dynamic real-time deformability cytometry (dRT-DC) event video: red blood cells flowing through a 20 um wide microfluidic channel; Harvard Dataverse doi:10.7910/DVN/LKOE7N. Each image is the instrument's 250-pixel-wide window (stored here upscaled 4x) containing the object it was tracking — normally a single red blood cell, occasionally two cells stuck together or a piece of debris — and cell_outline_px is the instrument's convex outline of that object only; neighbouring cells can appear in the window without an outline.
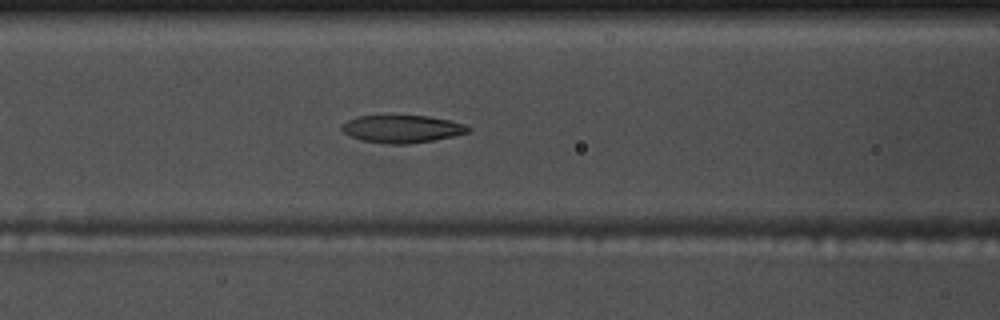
{"species": "common noctule bat (a hibernating species)", "species_latin": "Nyctalus noctula", "temperature_condition": "warm", "stored_images_in_passage": 54, "camera_frame_rate_fps": 3000, "um_per_image_px": 0.085, "animal": {"sex": "male", "body_mass_g": 17.5, "forearm_length_mm": 52.3}, "frame": {"image": 1, "passage_image": 22, "time_ms": 7.0, "image_size_px": [1000, 320], "cell_outline_px": [[472, 128], [468, 132], [452, 136], [432, 140], [408, 144], [388, 144], [364, 140], [352, 136], [344, 132], [340, 128], [340, 124], [356, 116], [428, 116], [448, 120], [464, 124]], "centroid_in_image_um": [34.15, 10.95], "position_along_channel_um": 132.4, "area_um2": 20.06}}
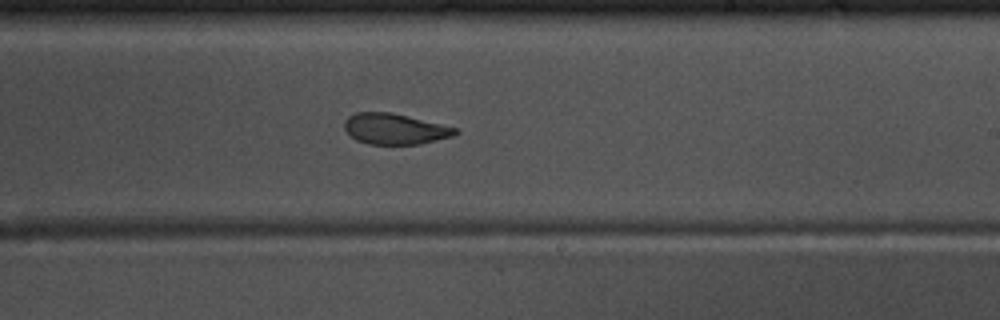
{"frame": {"image": 2, "passage_image": 32, "time_ms": 10.333, "image_size_px": [1000, 320], "cell_outline_px": [[460, 132], [452, 136], [420, 144], [368, 144], [356, 140], [344, 128], [344, 120], [348, 116], [356, 112], [392, 112], [460, 128]], "centroid_in_image_um": [33.59, 10.95], "position_along_channel_um": 255.4, "area_um2": 20.06}}
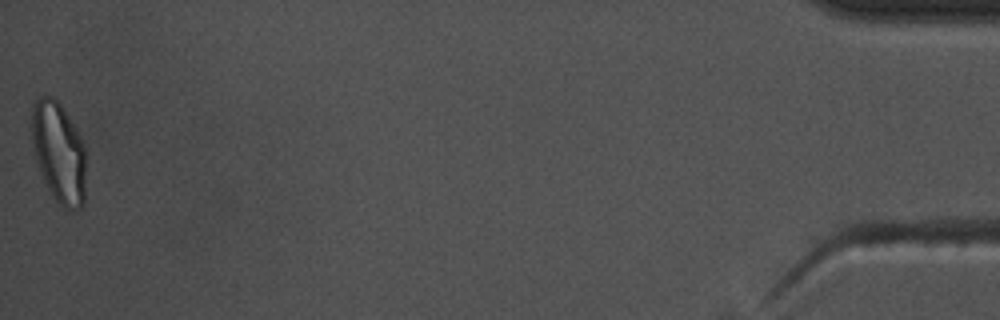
{"frame": {"image": 3, "passage_image": 54, "time_ms": 17.667, "image_size_px": [1000, 320], "cell_outline_px": [[84, 204], [80, 208], [68, 212], [56, 200], [48, 188], [36, 164], [28, 128], [32, 104], [40, 96], [52, 96], [60, 104], [76, 128], [84, 144]], "centroid_in_image_um": [4.93, 12.92], "position_along_channel_um": 430.3, "area_um2": 32.43}, "authors_computed_cell_mechanics": {"area_um2": 21.8195, "velocity_mm_per_s": 3.7069, "shape_relaxation_time_tau1_ms": 7.6959, "shape_relaxation_time_tau2_ms": 2.0591, "deformation_change_tau1": 0.2061, "deformation_change_tau2": 0.0838}}